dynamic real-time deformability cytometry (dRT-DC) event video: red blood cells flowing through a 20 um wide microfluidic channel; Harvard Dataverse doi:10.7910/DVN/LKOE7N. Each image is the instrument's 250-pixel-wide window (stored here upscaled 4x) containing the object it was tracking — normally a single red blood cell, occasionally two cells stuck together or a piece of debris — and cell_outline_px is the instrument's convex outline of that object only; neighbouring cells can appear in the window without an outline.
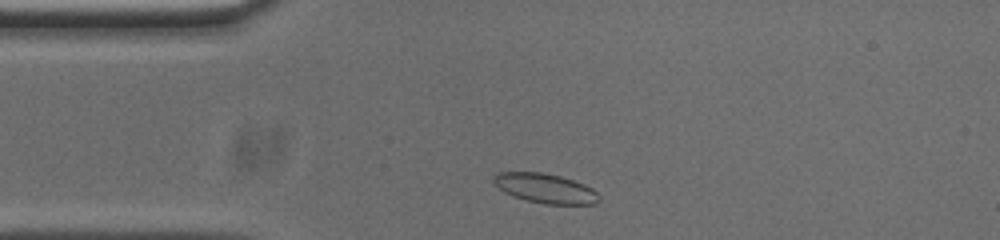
{"species": "common noctule bat (a hibernating species)", "species_latin": "Nyctalus noctula", "temperature_condition": "cold", "stored_images_in_passage": 34, "camera_frame_rate_fps": 3000, "um_per_image_px": 0.085, "animal": {"sex": "male", "body_mass_g": 20.0, "forearm_length_mm": 53.3}, "frame": {"image": 1, "passage_image": 2, "time_ms": 0.333, "image_size_px": [1000, 240], "cell_outline_px": [[600, 200], [596, 204], [544, 204], [512, 196], [504, 192], [492, 180], [492, 176], [500, 172], [544, 172], [560, 176], [584, 184], [592, 188], [600, 196]], "centroid_in_image_um": [46.36, 16.01], "position_along_channel_um": 38.6, "area_um2": 18.15}}
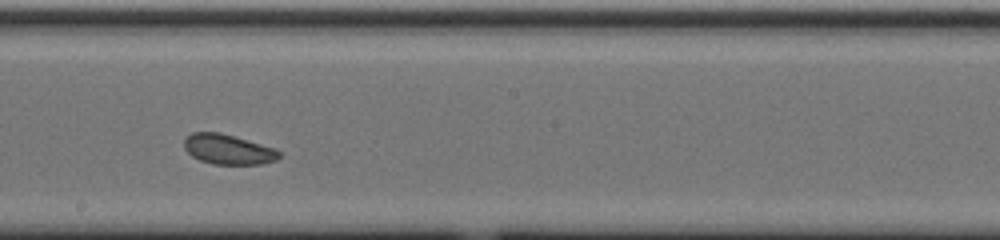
{"frame": {"image": 2, "passage_image": 19, "time_ms": 6.0, "image_size_px": [1000, 240], "cell_outline_px": [[280, 156], [276, 160], [260, 164], [212, 164], [200, 160], [192, 156], [184, 148], [184, 140], [192, 132], [220, 132], [276, 148], [280, 152]], "centroid_in_image_um": [19.39, 12.69], "position_along_channel_um": 228.8, "area_um2": 16.59}}
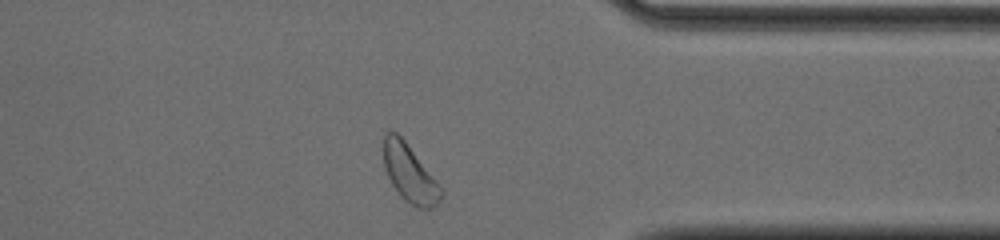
{"frame": {"image": 3, "passage_image": 32, "time_ms": 10.333, "image_size_px": [1000, 240], "cell_outline_px": [[444, 196], [432, 208], [420, 208], [404, 200], [400, 196], [392, 184], [384, 168], [384, 136], [388, 132], [396, 132], [404, 140], [444, 188]], "centroid_in_image_um": [34.86, 14.77], "position_along_channel_um": 376.5, "area_um2": 19.25}, "authors_computed_cell_mechanics": {"area_um2": 17.2244, "velocity_mm_per_s": 3.7026, "shape_relaxation_time_tau1_ms": 5.9146, "shape_relaxation_time_tau2_ms": 9.6094, "deformation_change_tau1": 0.0646, "deformation_change_tau2": 0.1386}}